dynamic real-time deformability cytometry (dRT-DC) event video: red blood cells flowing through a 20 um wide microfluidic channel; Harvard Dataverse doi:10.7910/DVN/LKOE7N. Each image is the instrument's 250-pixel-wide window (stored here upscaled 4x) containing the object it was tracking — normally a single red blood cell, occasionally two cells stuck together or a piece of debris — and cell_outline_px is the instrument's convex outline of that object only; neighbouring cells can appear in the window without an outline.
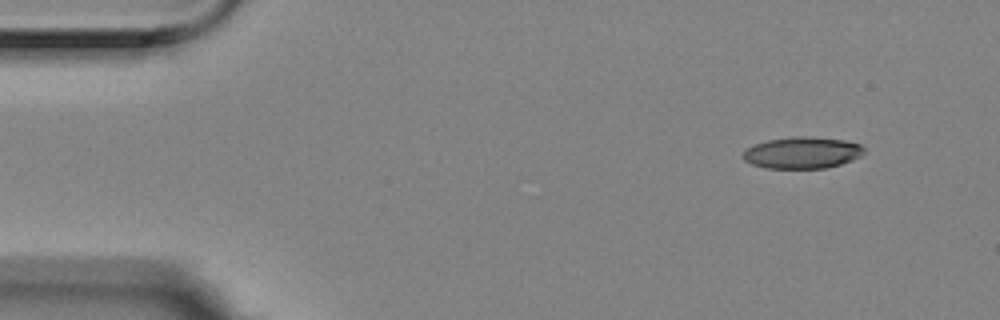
{"species": "Egyptian fruit bat (a non-hibernating species)", "species_latin": "Rousettus aegyptiacus", "temperature_condition": "room temperature", "stored_images_in_passage": 4, "camera_frame_rate_fps": 3000, "um_per_image_px": 0.085, "animal": {"sex": "female"}, "frame": {"image": 1, "passage_image": 1, "time_ms": 0.0, "image_size_px": [1000, 320], "cell_outline_px": [[864, 152], [860, 156], [852, 160], [840, 164], [824, 168], [764, 168], [752, 164], [744, 160], [744, 152], [748, 148], [756, 144], [768, 140], [796, 136], [844, 140], [860, 144], [864, 148]], "centroid_in_image_um": [68.2, 12.99], "position_along_channel_um": 16.8, "area_um2": 21.91}}
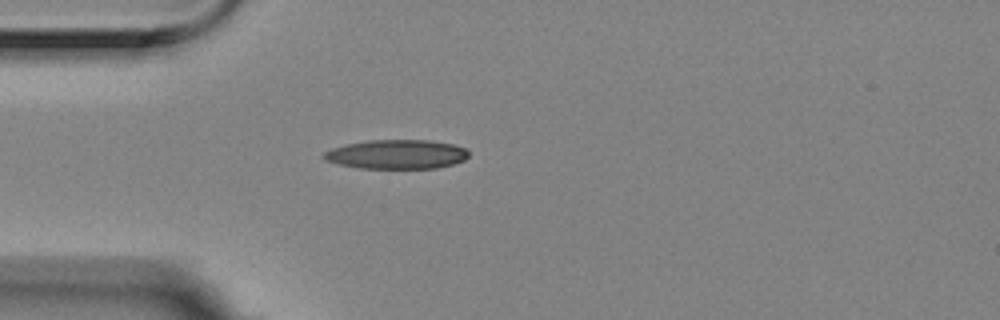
{"frame": {"image": 2, "passage_image": 4, "time_ms": 1.0, "image_size_px": [1000, 320], "cell_outline_px": [[468, 156], [464, 160], [452, 164], [436, 168], [360, 168], [340, 164], [324, 160], [320, 156], [324, 152], [332, 148], [348, 144], [368, 140], [428, 140], [452, 144], [468, 148]], "centroid_in_image_um": [33.71, 13.11], "position_along_channel_um": 51.3, "area_um2": 24.62}}